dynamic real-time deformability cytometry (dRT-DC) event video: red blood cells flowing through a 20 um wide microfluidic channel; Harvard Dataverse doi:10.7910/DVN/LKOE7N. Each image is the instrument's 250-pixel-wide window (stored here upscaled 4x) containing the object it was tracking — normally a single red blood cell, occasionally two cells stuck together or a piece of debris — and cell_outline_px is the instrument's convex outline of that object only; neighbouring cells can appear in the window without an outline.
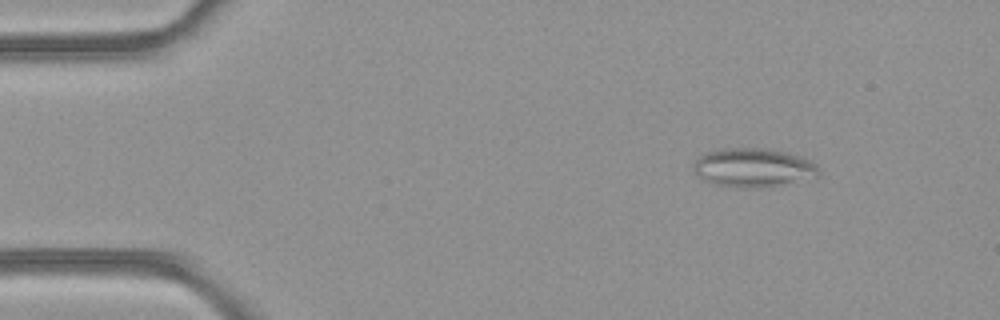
{"species": "common noctule bat (a hibernating species)", "species_latin": "Nyctalus noctula", "temperature_condition": "room temperature", "stored_images_in_passage": 3, "camera_frame_rate_fps": 3000, "um_per_image_px": 0.085, "animal": {"sex": "female", "body_mass_g": 21.9}, "frame": {"image": 1, "passage_image": 1, "time_ms": 0.0, "image_size_px": [1000, 320], "cell_outline_px": [[820, 176], [768, 188], [740, 188], [712, 184], [696, 176], [692, 168], [692, 164], [700, 156], [708, 152], [720, 148], [768, 148], [788, 152], [804, 156], [812, 160], [820, 168]], "centroid_in_image_um": [64.07, 14.26], "position_along_channel_um": 20.9, "area_um2": 29.25}}